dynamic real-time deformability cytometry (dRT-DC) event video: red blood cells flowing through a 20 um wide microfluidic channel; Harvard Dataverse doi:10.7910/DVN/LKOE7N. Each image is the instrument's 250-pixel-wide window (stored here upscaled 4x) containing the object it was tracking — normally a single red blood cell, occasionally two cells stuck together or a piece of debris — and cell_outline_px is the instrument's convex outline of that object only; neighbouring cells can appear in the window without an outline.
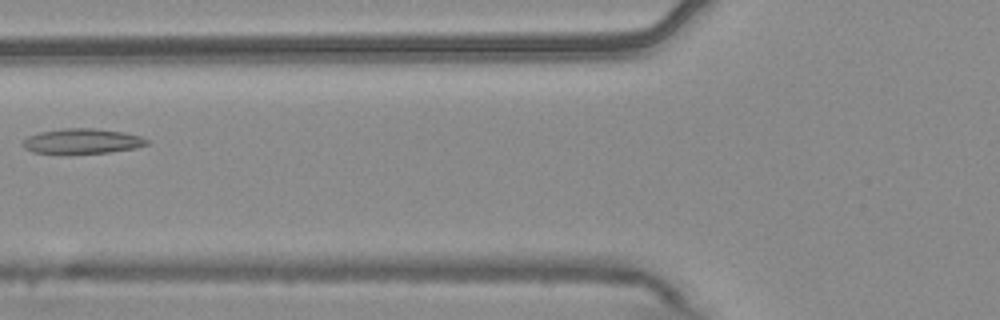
{"species": "common noctule bat (a hibernating species)", "species_latin": "Nyctalus noctula", "temperature_condition": "warm", "stored_images_in_passage": 5, "camera_frame_rate_fps": 3000, "um_per_image_px": 0.085, "animal": {"sex": "male", "body_mass_g": 20.4}, "frame": {"image": 1, "passage_image": 4, "time_ms": 1.0, "image_size_px": [1000, 320], "cell_outline_px": [[148, 144], [136, 148], [108, 152], [72, 156], [32, 152], [24, 148], [20, 144], [28, 136], [40, 132], [64, 128], [92, 128], [124, 132], [140, 136], [148, 140]], "centroid_in_image_um": [6.93, 12.04], "position_along_channel_um": 118.9, "area_um2": 18.79}}
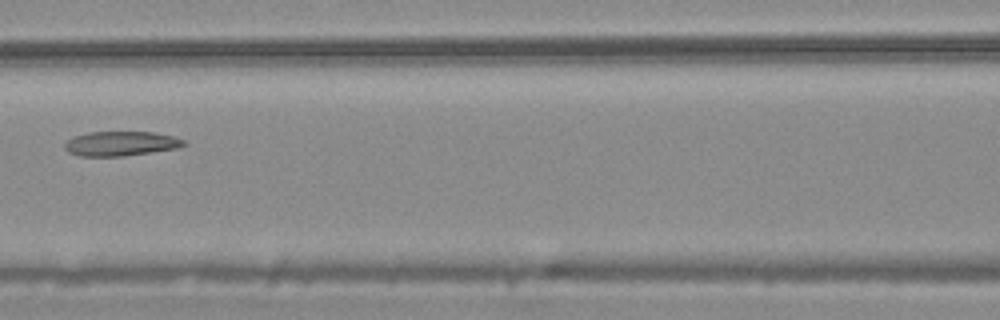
{"frame": {"image": 2, "passage_image": 5, "time_ms": 1.333, "image_size_px": [1000, 320], "cell_outline_px": [[188, 144], [180, 148], [124, 156], [80, 156], [68, 152], [64, 148], [64, 144], [72, 136], [88, 132], [152, 132], [172, 136], [184, 140]], "centroid_in_image_um": [10.27, 12.21], "position_along_channel_um": 156.3, "area_um2": 17.17}}